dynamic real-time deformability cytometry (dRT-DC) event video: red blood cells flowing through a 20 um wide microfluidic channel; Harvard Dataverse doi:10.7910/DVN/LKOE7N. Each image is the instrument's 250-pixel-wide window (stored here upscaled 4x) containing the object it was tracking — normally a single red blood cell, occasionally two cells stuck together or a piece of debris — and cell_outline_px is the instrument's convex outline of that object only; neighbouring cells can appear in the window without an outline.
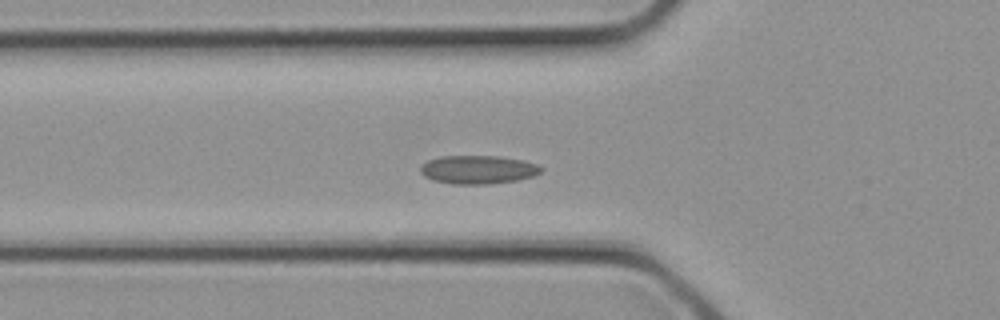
{"species": "common noctule bat (a hibernating species)", "species_latin": "Nyctalus noctula", "temperature_condition": "cold", "stored_images_in_passage": 27, "camera_frame_rate_fps": 3000, "um_per_image_px": 0.085, "animal": {"sex": "female", "body_mass_g": 21.9}, "frame": {"image": 1, "passage_image": 10, "time_ms": 3.0, "image_size_px": [1000, 320], "cell_outline_px": [[544, 168], [540, 172], [532, 176], [516, 180], [488, 184], [452, 184], [432, 180], [424, 176], [420, 172], [420, 168], [428, 160], [440, 156], [500, 156], [524, 160], [536, 164]], "centroid_in_image_um": [40.62, 14.41], "position_along_channel_um": 85.2, "area_um2": 20.0}}
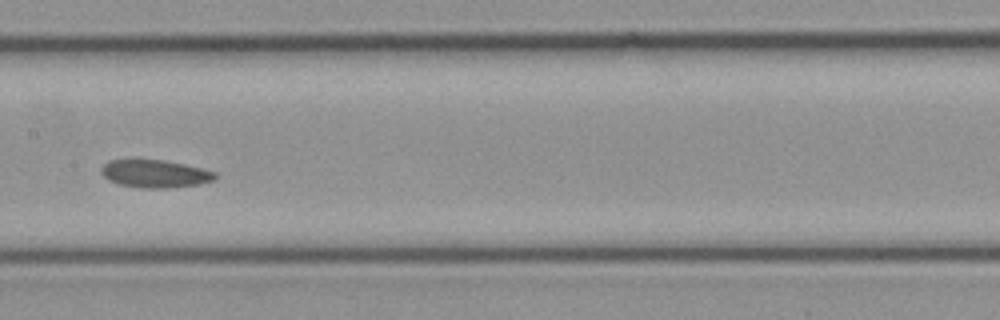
{"frame": {"image": 2, "passage_image": 15, "time_ms": 4.667, "image_size_px": [1000, 320], "cell_outline_px": [[216, 176], [212, 180], [200, 184], [168, 188], [140, 188], [120, 184], [108, 180], [100, 172], [100, 168], [108, 160], [132, 156], [136, 156], [164, 160], [184, 164], [216, 172]], "centroid_in_image_um": [13.07, 14.71], "position_along_channel_um": 194.3, "area_um2": 19.19}}
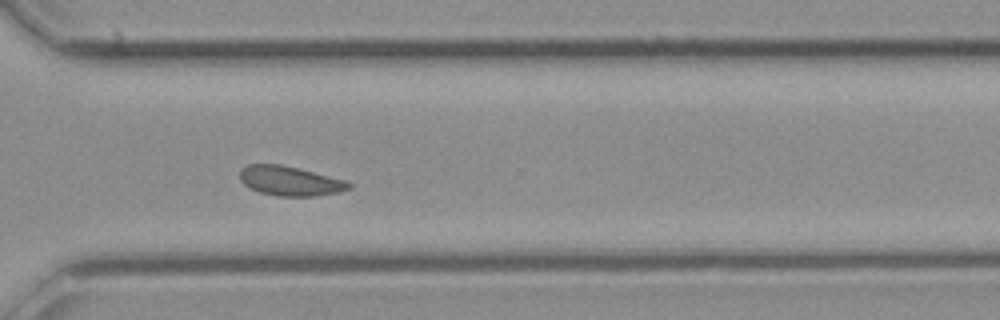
{"frame": {"image": 3, "passage_image": 22, "time_ms": 7.0, "image_size_px": [1000, 320], "cell_outline_px": [[352, 188], [340, 192], [316, 196], [280, 196], [260, 192], [248, 188], [240, 180], [240, 168], [248, 164], [280, 164], [344, 180], [352, 184]], "centroid_in_image_um": [24.62, 15.39], "position_along_channel_um": 346.0, "area_um2": 18.67}}